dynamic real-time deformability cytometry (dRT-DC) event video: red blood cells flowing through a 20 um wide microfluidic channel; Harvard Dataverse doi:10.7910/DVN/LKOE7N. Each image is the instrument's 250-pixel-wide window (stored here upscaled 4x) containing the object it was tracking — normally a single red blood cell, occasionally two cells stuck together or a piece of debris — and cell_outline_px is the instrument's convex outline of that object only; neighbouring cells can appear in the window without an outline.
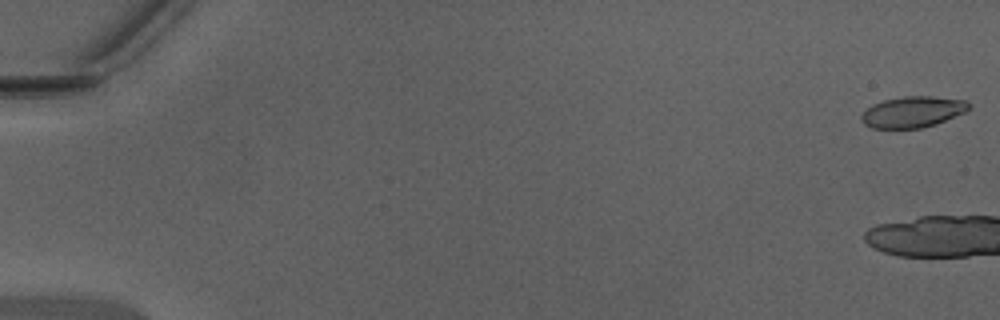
{"species": "Egyptian fruit bat (a non-hibernating species)", "species_latin": "Rousettus aegyptiacus", "temperature_condition": "warm", "stored_images_in_passage": 4, "camera_frame_rate_fps": 3000, "um_per_image_px": 0.085, "animal": {"sex": "male"}, "frame": {"image": 1, "passage_image": 1, "time_ms": 0.0, "image_size_px": [1000, 320], "cell_outline_px": [[972, 108], [964, 112], [936, 124], [920, 128], [872, 128], [864, 124], [860, 120], [860, 116], [872, 104], [884, 100], [904, 96], [932, 96], [964, 100], [972, 104]], "centroid_in_image_um": [77.58, 9.51], "position_along_channel_um": 7.4, "area_um2": 19.48}}